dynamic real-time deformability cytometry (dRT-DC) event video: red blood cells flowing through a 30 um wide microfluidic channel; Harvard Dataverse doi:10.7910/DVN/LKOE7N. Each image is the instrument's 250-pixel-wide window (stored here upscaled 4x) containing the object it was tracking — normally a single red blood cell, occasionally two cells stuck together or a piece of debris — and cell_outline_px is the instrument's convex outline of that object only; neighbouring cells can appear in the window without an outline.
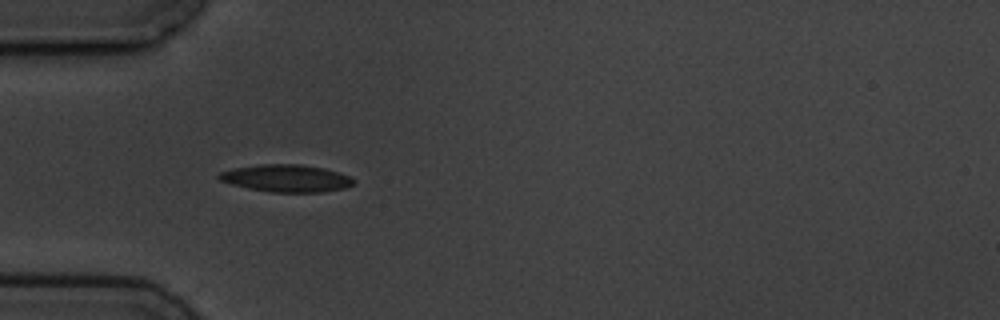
{"species": "common noctule bat (a hibernating species)", "species_latin": "Nyctalus noctula", "temperature_condition": "cold", "stored_images_in_passage": 4, "camera_frame_rate_fps": 3000, "um_per_image_px": 0.085, "animal": {"sex": "male", "body_mass_g": 19.5, "forearm_length_mm": 54.6}, "frame": {"image": 1, "passage_image": 3, "time_ms": 3.667, "image_size_px": [1000, 320], "cell_outline_px": [[356, 184], [344, 188], [320, 192], [268, 192], [248, 188], [232, 184], [220, 180], [216, 176], [220, 172], [232, 168], [260, 164], [300, 164], [324, 168], [340, 172], [356, 180]], "centroid_in_image_um": [24.35, 15.15], "position_along_channel_um": 60.7, "area_um2": 21.56}}
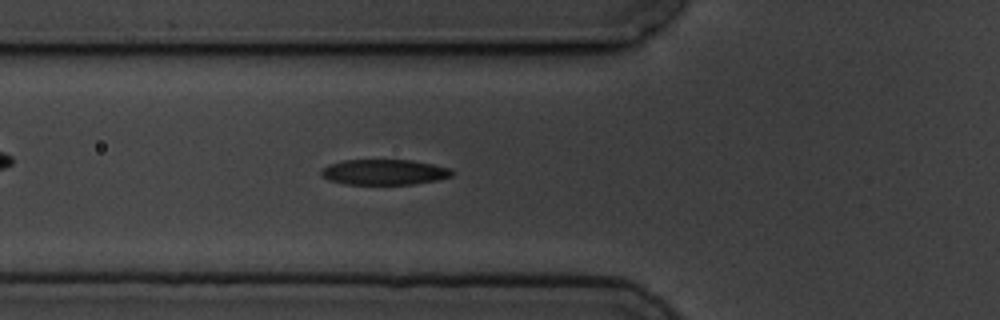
{"frame": {"image": 2, "passage_image": 4, "time_ms": 4.667, "image_size_px": [1000, 320], "cell_outline_px": [[456, 172], [452, 176], [436, 180], [412, 184], [344, 184], [328, 180], [320, 176], [320, 168], [328, 164], [344, 160], [412, 160], [432, 164], [448, 168]], "centroid_in_image_um": [32.6, 14.63], "position_along_channel_um": 93.2, "area_um2": 19.54}}